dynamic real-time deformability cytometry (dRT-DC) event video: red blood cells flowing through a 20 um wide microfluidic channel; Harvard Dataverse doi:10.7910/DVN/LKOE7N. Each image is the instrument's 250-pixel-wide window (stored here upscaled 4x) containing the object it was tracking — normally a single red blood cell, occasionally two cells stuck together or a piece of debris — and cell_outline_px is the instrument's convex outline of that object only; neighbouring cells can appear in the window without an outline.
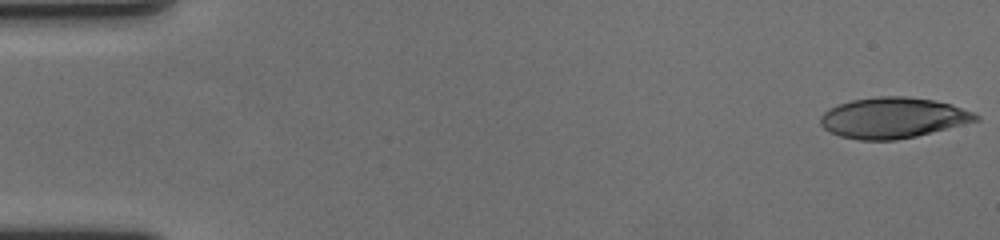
{"species": "human", "species_latin": "Homo sapiens", "temperature_condition": "cold", "stored_images_in_passage": 58, "camera_frame_rate_fps": 3000, "um_per_image_px": 0.085, "donor": {"sex": "female"}, "frame": {"image": 1, "passage_image": 1, "time_ms": 0.0, "image_size_px": [1000, 240], "cell_outline_px": [[980, 120], [916, 136], [896, 140], [860, 140], [840, 136], [824, 128], [820, 124], [820, 116], [824, 112], [840, 104], [852, 100], [880, 96], [908, 96], [932, 100], [952, 104], [972, 112], [980, 116]], "centroid_in_image_um": [75.92, 10.01], "position_along_channel_um": 9.1, "area_um2": 36.59}}
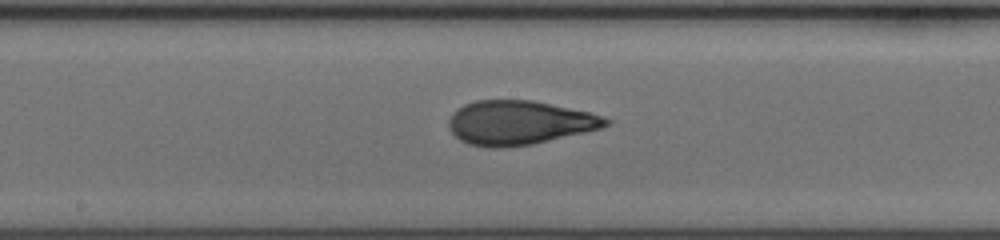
{"frame": {"image": 2, "passage_image": 31, "time_ms": 10.0, "image_size_px": [1000, 240], "cell_outline_px": [[612, 120], [608, 124], [600, 128], [584, 132], [532, 144], [508, 148], [492, 148], [468, 144], [460, 140], [448, 128], [448, 120], [452, 112], [464, 104], [476, 100], [532, 100], [588, 112], [604, 116]], "centroid_in_image_um": [44.09, 10.43], "position_along_channel_um": 204.1, "area_um2": 40.34}}
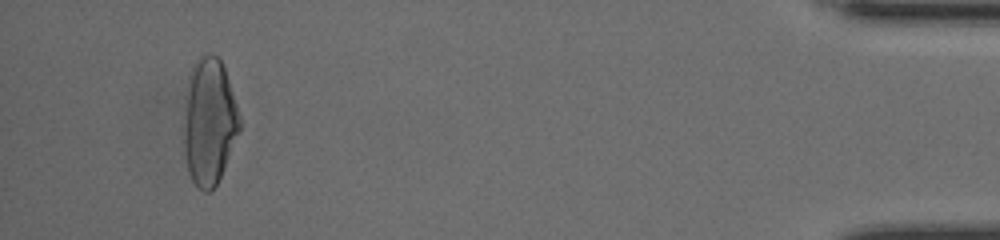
{"frame": {"image": 3, "passage_image": 55, "time_ms": 18.0, "image_size_px": [1000, 240], "cell_outline_px": [[240, 132], [220, 176], [216, 184], [208, 192], [204, 192], [192, 180], [188, 172], [184, 152], [184, 116], [188, 72], [200, 52], [212, 52], [220, 60], [224, 68], [240, 120]], "centroid_in_image_um": [17.75, 10.28], "position_along_channel_um": 417.5, "area_um2": 41.21}, "authors_computed_cell_mechanics": {"area_um2": 39.5352, "velocity_mm_per_s": 3.5692, "shape_relaxation_time_tau1_ms": 5.348, "shape_relaxation_time_tau2_ms": 1.5419, "deformation_change_tau1": 0.2154, "deformation_change_tau2": 0.0896}}